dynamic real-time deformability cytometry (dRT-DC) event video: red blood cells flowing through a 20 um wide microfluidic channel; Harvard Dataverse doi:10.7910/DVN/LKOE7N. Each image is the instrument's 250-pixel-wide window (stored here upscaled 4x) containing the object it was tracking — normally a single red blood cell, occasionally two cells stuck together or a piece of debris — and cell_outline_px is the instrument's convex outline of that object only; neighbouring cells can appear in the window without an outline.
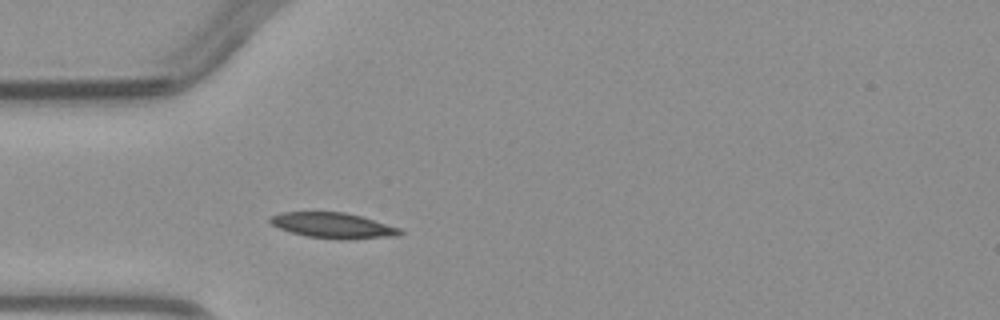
{"species": "common noctule bat (a hibernating species)", "species_latin": "Nyctalus noctula", "temperature_condition": "warm", "stored_images_in_passage": 1, "camera_frame_rate_fps": 3000, "um_per_image_px": 0.085, "animal": {"sex": "male", "body_mass_g": 23.1, "forearm_length_mm": 52.7}, "frame": {"image": 1, "passage_image": 1, "time_ms": 0.0, "image_size_px": [1000, 320], "cell_outline_px": [[404, 232], [400, 236], [344, 240], [340, 240], [304, 236], [280, 228], [272, 224], [268, 220], [272, 216], [284, 212], [344, 212], [360, 216], [400, 228]], "centroid_in_image_um": [28.36, 19.18], "position_along_channel_um": 56.6, "area_um2": 19.31}}